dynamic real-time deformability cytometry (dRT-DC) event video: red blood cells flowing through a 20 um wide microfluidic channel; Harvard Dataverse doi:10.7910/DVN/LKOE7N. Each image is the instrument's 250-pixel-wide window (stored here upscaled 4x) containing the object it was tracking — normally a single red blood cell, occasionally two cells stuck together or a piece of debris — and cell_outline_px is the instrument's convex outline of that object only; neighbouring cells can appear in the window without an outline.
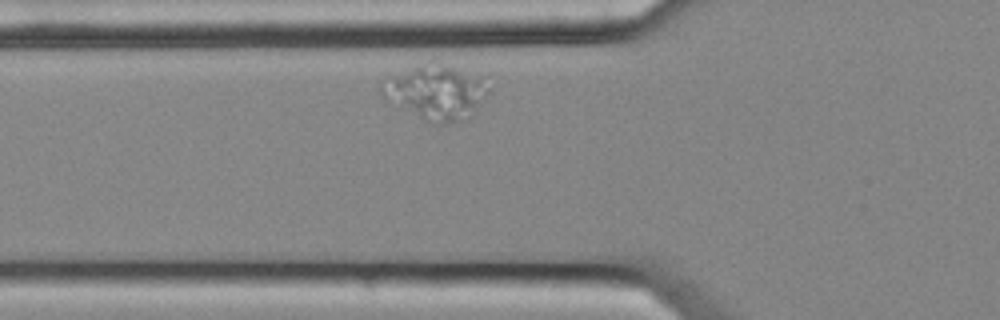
{"species": "common noctule bat (a hibernating species)", "species_latin": "Nyctalus noctula", "temperature_condition": "cold", "stored_images_in_passage": 4, "camera_frame_rate_fps": 3000, "um_per_image_px": 0.085, "animal": {"sex": "female", "body_mass_g": 25.1}, "frame": {"image": 1, "passage_image": 2, "time_ms": 0.333, "image_size_px": [1000, 320], "cell_outline_px": [[488, 92], [472, 116], [444, 124], [440, 124], [428, 120], [384, 100], [380, 88], [392, 76], [428, 60], [440, 60], [484, 76]], "centroid_in_image_um": [37.11, 7.77], "position_along_channel_um": 88.7, "area_um2": 34.1}}
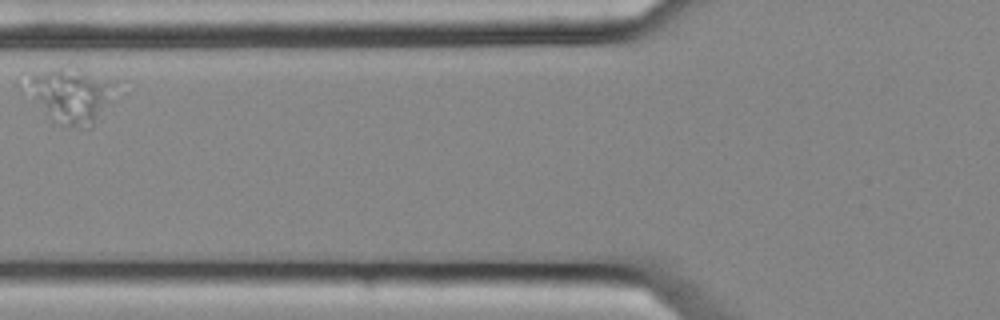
{"frame": {"image": 2, "passage_image": 3, "time_ms": 0.667, "image_size_px": [1000, 320], "cell_outline_px": [[116, 80], [92, 128], [60, 128], [20, 92], [16, 84], [16, 76], [20, 72], [60, 64], [72, 64]], "centroid_in_image_um": [5.64, 7.96], "position_along_channel_um": 120.2, "area_um2": 31.73}}